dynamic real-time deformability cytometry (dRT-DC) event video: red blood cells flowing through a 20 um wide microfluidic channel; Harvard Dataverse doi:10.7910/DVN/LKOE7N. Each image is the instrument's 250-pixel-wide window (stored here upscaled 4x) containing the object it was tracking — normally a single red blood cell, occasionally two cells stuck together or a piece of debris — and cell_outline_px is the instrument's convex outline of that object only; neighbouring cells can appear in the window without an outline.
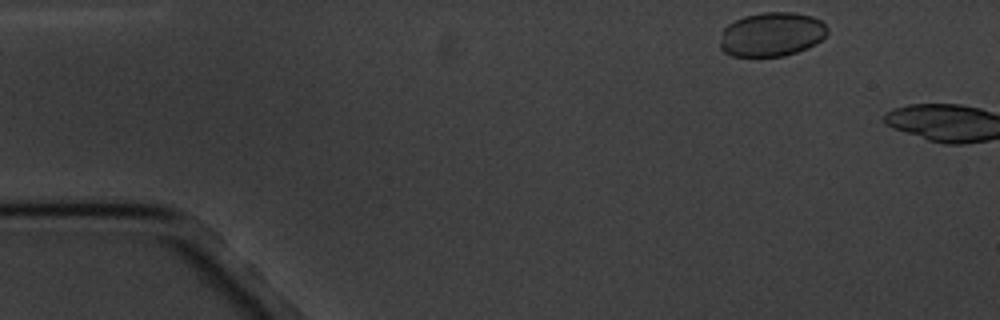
{"species": "common noctule bat (a hibernating species)", "species_latin": "Nyctalus noctula", "temperature_condition": "cold", "stored_images_in_passage": 2, "camera_frame_rate_fps": 3000, "um_per_image_px": 0.085, "animal": {"sex": "male", "body_mass_g": 20.1, "forearm_length_mm": 53.5}, "frame": {"image": 1, "passage_image": 1, "time_ms": 0.0, "image_size_px": [1000, 320], "cell_outline_px": [[828, 32], [816, 44], [808, 48], [784, 56], [732, 56], [724, 52], [720, 48], [720, 40], [724, 28], [728, 24], [744, 16], [764, 12], [792, 12], [812, 16], [820, 20], [828, 28]], "centroid_in_image_um": [65.59, 2.92], "position_along_channel_um": 19.4, "area_um2": 27.63}}